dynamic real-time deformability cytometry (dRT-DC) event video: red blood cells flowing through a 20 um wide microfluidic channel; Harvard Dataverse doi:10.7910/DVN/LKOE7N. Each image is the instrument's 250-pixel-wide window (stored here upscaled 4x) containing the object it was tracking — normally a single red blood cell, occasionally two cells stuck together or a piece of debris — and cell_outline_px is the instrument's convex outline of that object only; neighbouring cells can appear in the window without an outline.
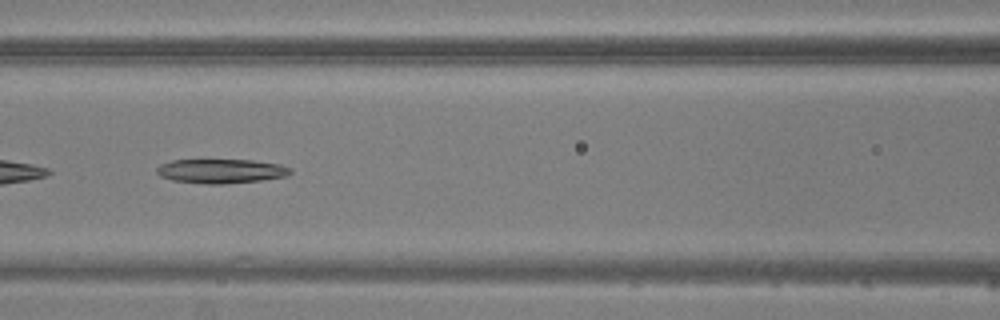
{"species": "common noctule bat (a hibernating species)", "species_latin": "Nyctalus noctula", "temperature_condition": "warm", "stored_images_in_passage": 6, "camera_frame_rate_fps": 3000, "um_per_image_px": 0.085, "animal": {"sex": "male", "body_mass_g": 20.5, "forearm_length_mm": 52.5}, "frame": {"image": 1, "passage_image": 6, "time_ms": 5.667, "image_size_px": [1000, 320], "cell_outline_px": [[292, 172], [288, 176], [260, 180], [224, 184], [204, 184], [172, 180], [160, 176], [156, 172], [156, 168], [160, 164], [172, 160], [252, 160], [280, 164], [292, 168]], "centroid_in_image_um": [18.79, 14.54], "position_along_channel_um": 147.8, "area_um2": 19.02}}